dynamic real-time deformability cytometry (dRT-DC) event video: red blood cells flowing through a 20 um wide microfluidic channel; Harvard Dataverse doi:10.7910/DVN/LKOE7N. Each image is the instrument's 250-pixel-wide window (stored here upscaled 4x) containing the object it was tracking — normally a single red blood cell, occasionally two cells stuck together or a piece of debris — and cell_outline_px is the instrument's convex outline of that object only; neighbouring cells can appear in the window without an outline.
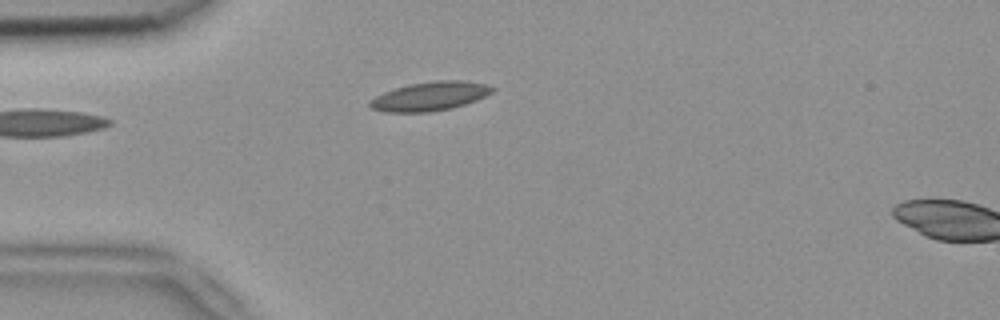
{"species": "common noctule bat (a hibernating species)", "species_latin": "Nyctalus noctula", "temperature_condition": "room temperature", "stored_images_in_passage": 4, "camera_frame_rate_fps": 3000, "um_per_image_px": 0.085, "animal": {"sex": "female", "body_mass_g": 18.4}, "frame": {"image": 1, "passage_image": 4, "time_ms": 1.0, "image_size_px": [1000, 320], "cell_outline_px": [[496, 88], [492, 92], [476, 100], [452, 108], [428, 112], [384, 112], [372, 108], [368, 104], [368, 100], [384, 92], [408, 84], [436, 80], [464, 80], [488, 84]], "centroid_in_image_um": [36.55, 8.17], "position_along_channel_um": 48.5, "area_um2": 20.69}}